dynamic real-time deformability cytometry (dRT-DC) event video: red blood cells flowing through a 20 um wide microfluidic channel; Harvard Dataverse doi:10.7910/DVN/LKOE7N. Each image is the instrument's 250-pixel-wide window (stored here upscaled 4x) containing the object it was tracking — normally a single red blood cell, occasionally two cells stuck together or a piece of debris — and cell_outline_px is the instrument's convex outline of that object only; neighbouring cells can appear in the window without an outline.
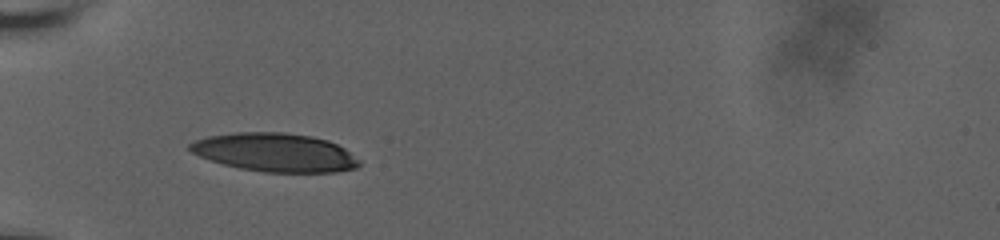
{"species": "human", "species_latin": "Homo sapiens", "temperature_condition": "room temperature", "stored_images_in_passage": 9, "camera_frame_rate_fps": 3000, "um_per_image_px": 0.085, "donor": {"sex": "male"}, "frame": {"image": 1, "passage_image": 6, "time_ms": 5.333, "image_size_px": [1000, 240], "cell_outline_px": [[360, 164], [356, 168], [336, 172], [264, 172], [240, 168], [224, 164], [200, 156], [192, 152], [188, 148], [188, 144], [196, 140], [208, 136], [236, 132], [284, 132], [312, 136], [328, 140], [344, 148], [360, 160]], "centroid_in_image_um": [23.39, 12.95], "position_along_channel_um": 61.6, "area_um2": 37.92}}
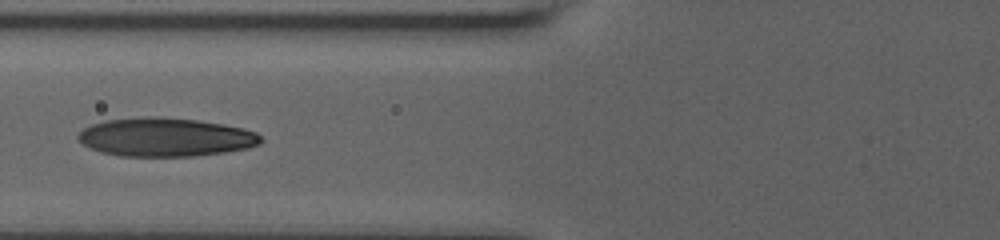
{"frame": {"image": 2, "passage_image": 8, "time_ms": 7.0, "image_size_px": [1000, 240], "cell_outline_px": [[264, 140], [260, 144], [248, 148], [224, 152], [192, 156], [120, 156], [100, 152], [84, 144], [76, 136], [84, 128], [92, 124], [104, 120], [144, 116], [160, 116], [196, 120], [224, 124], [244, 128], [256, 132]], "centroid_in_image_um": [14.08, 11.65], "position_along_channel_um": 111.7, "area_um2": 41.27}}